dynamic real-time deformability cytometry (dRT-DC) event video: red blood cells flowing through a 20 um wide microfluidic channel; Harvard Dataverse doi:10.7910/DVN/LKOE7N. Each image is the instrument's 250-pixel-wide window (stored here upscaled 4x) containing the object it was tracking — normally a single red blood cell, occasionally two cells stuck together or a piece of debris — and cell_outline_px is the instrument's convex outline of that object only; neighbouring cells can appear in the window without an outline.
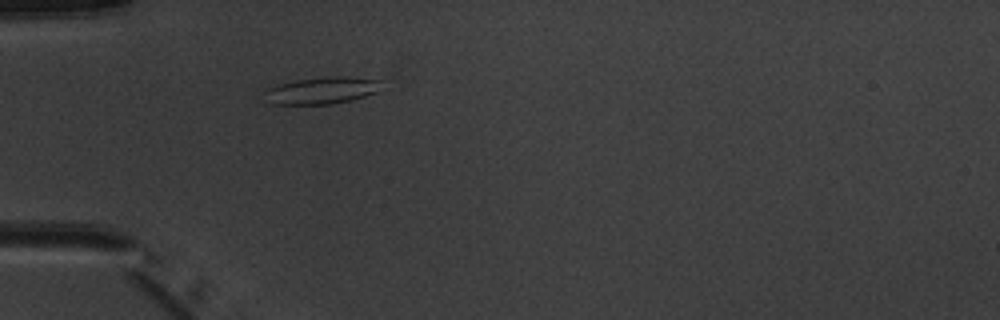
{"species": "common noctule bat (a hibernating species)", "species_latin": "Nyctalus noctula", "temperature_condition": "warm", "stored_images_in_passage": 1, "camera_frame_rate_fps": 3000, "um_per_image_px": 0.085, "animal": {"sex": "male", "body_mass_g": 20.1, "forearm_length_mm": 53.5}, "frame": {"image": 1, "passage_image": 1, "time_ms": 0.0, "image_size_px": [1000, 320], "cell_outline_px": [[380, 80], [376, 92], [364, 96], [332, 104], [272, 104], [264, 92], [268, 88], [280, 84], [296, 80], [324, 76], [348, 76]], "centroid_in_image_um": [27.34, 7.67], "position_along_channel_um": 57.7, "area_um2": 17.98}}